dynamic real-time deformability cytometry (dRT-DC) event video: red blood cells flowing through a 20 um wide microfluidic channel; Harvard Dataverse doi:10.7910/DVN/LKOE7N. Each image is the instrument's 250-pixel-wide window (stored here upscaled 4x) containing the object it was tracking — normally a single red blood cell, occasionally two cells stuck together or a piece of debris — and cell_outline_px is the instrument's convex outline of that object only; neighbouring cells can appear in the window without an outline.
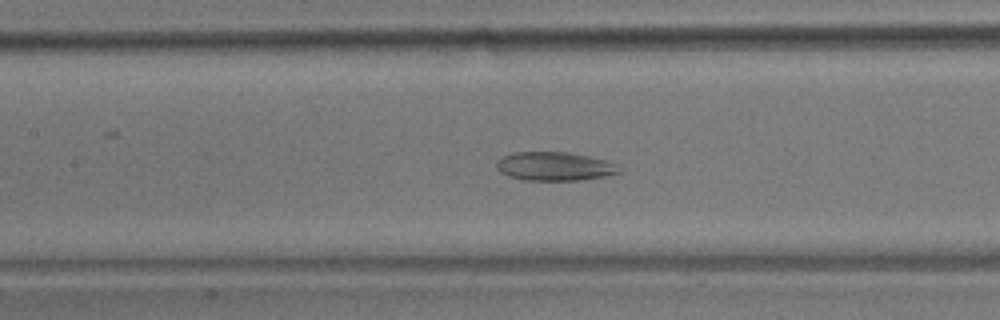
{"species": "common noctule bat (a hibernating species)", "species_latin": "Nyctalus noctula", "temperature_condition": "room temperature", "stored_images_in_passage": 57, "camera_frame_rate_fps": 3000, "um_per_image_px": 0.085, "animal": {"sex": "male", "body_mass_g": 17.9}, "frame": {"image": 1, "passage_image": 26, "time_ms": 8.333, "image_size_px": [1000, 320], "cell_outline_px": [[620, 172], [604, 176], [580, 180], [524, 180], [508, 176], [500, 172], [496, 168], [496, 160], [504, 156], [516, 152], [568, 152], [588, 156], [604, 160], [616, 164]], "centroid_in_image_um": [47.08, 14.14], "position_along_channel_um": 160.3, "area_um2": 20.35}}
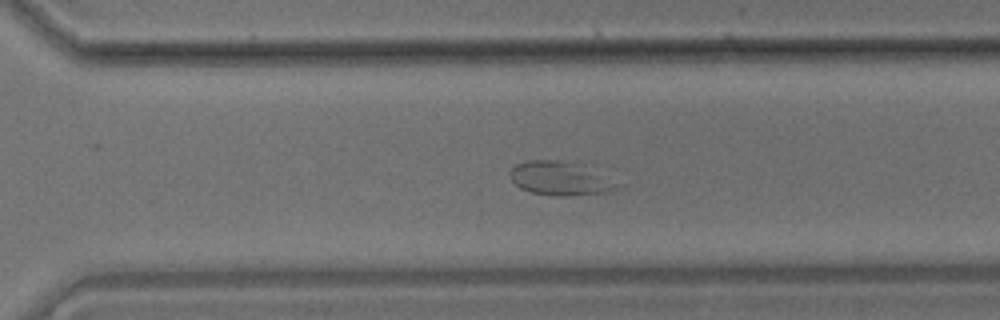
{"frame": {"image": 2, "passage_image": 40, "time_ms": 13.0, "image_size_px": [1000, 320], "cell_outline_px": [[624, 184], [616, 188], [604, 192], [572, 196], [556, 196], [532, 192], [520, 188], [512, 180], [508, 172], [516, 164], [524, 160], [564, 160], [584, 164]], "centroid_in_image_um": [47.66, 15.14], "position_along_channel_um": 322.9, "area_um2": 21.56}}
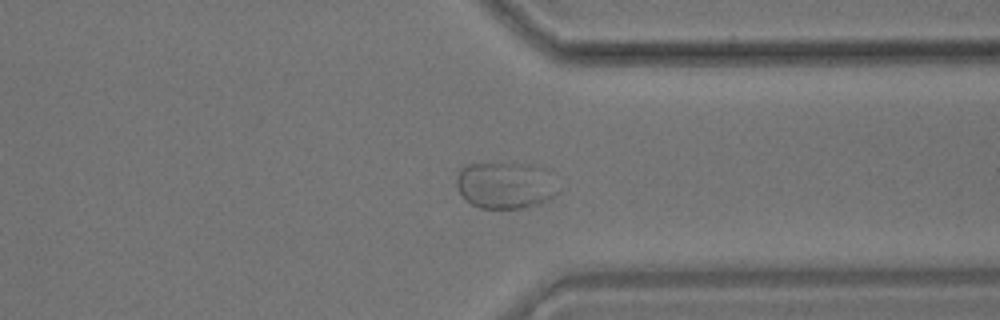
{"frame": {"image": 3, "passage_image": 44, "time_ms": 14.333, "image_size_px": [1000, 320], "cell_outline_px": [[556, 196], [536, 204], [524, 208], [480, 208], [464, 200], [456, 188], [456, 176], [460, 168], [468, 164], [532, 164], [556, 192]], "centroid_in_image_um": [42.74, 15.79], "position_along_channel_um": 368.7, "area_um2": 26.41}}